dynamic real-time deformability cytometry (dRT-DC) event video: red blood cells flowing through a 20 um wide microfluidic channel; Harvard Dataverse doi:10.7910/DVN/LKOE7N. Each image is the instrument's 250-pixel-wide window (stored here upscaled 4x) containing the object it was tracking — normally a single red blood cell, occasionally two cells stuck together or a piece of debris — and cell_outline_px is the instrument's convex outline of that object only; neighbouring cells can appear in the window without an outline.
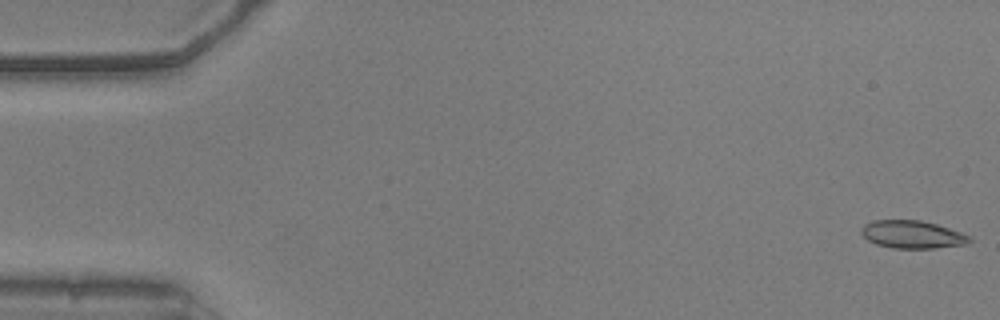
{"species": "common noctule bat (a hibernating species)", "species_latin": "Nyctalus noctula", "temperature_condition": "warm", "stored_images_in_passage": 53, "camera_frame_rate_fps": 3000, "um_per_image_px": 0.085, "animal": {"sex": "male", "body_mass_g": 20.5, "forearm_length_mm": 52.5}, "frame": {"image": 1, "passage_image": 1, "time_ms": 0.0, "image_size_px": [1000, 320], "cell_outline_px": [[972, 240], [964, 244], [932, 248], [892, 248], [876, 244], [868, 240], [860, 232], [860, 228], [864, 224], [872, 220], [920, 220], [936, 224], [960, 232], [968, 236]], "centroid_in_image_um": [77.48, 19.92], "position_along_channel_um": 7.5, "area_um2": 17.34}}
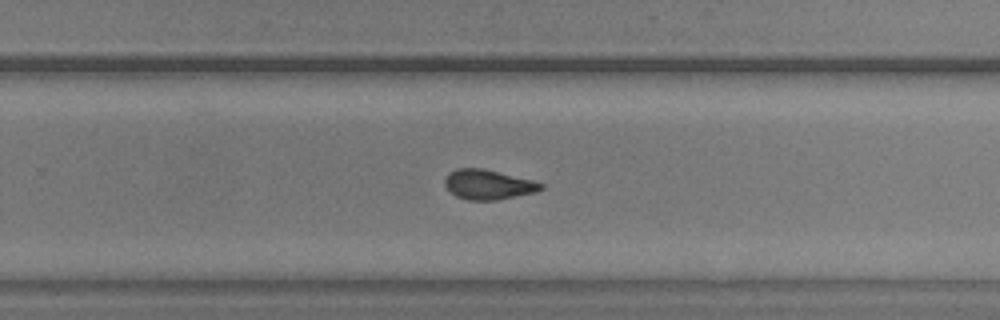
{"frame": {"image": 2, "passage_image": 34, "time_ms": 11.0, "image_size_px": [1000, 320], "cell_outline_px": [[544, 188], [536, 192], [496, 200], [468, 200], [456, 196], [444, 184], [444, 180], [448, 172], [456, 168], [480, 168], [532, 180], [544, 184]], "centroid_in_image_um": [41.48, 15.69], "position_along_channel_um": 288.3, "area_um2": 16.53}}
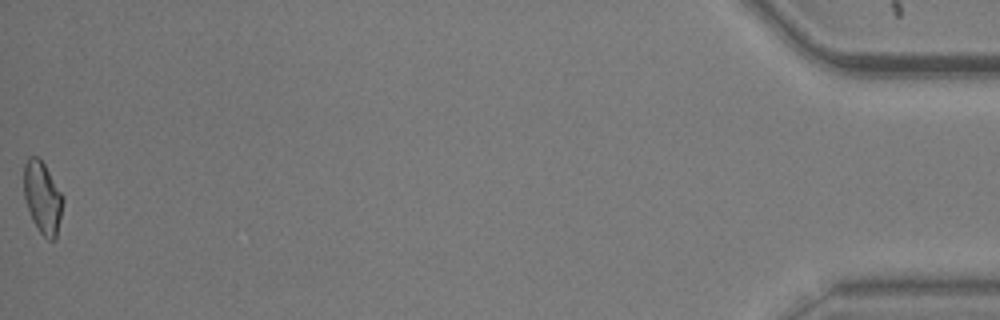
{"frame": {"image": 3, "passage_image": 53, "time_ms": 17.333, "image_size_px": [1000, 320], "cell_outline_px": [[64, 200], [56, 240], [48, 240], [40, 232], [32, 220], [24, 196], [24, 164], [28, 156], [36, 156], [44, 164], [64, 196]], "centroid_in_image_um": [3.63, 16.8], "position_along_channel_um": 431.6, "area_um2": 16.42}, "authors_computed_cell_mechanics": {"area_um2": 16.9932, "velocity_mm_per_s": 3.8492, "shape_relaxation_time_tau1_ms": 4.8792, "shape_relaxation_time_tau2_ms": 2.3684, "deformation_change_tau1": 0.1446, "deformation_change_tau2": 0.0646}}